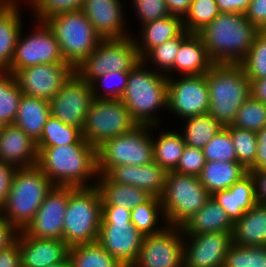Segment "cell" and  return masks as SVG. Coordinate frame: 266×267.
<instances>
[{
    "label": "cell",
    "instance_id": "1",
    "mask_svg": "<svg viewBox=\"0 0 266 267\" xmlns=\"http://www.w3.org/2000/svg\"><path fill=\"white\" fill-rule=\"evenodd\" d=\"M37 149V166L55 186L90 188L96 185L95 181L90 183V178L97 180L99 175L97 148L83 137L74 144Z\"/></svg>",
    "mask_w": 266,
    "mask_h": 267
},
{
    "label": "cell",
    "instance_id": "2",
    "mask_svg": "<svg viewBox=\"0 0 266 267\" xmlns=\"http://www.w3.org/2000/svg\"><path fill=\"white\" fill-rule=\"evenodd\" d=\"M259 30L242 13H220L198 34L214 64H239Z\"/></svg>",
    "mask_w": 266,
    "mask_h": 267
},
{
    "label": "cell",
    "instance_id": "3",
    "mask_svg": "<svg viewBox=\"0 0 266 267\" xmlns=\"http://www.w3.org/2000/svg\"><path fill=\"white\" fill-rule=\"evenodd\" d=\"M144 67L145 63L141 60L129 71L121 100L138 125H151L156 129L160 120L156 117L157 110H167L168 77L157 69L151 71Z\"/></svg>",
    "mask_w": 266,
    "mask_h": 267
},
{
    "label": "cell",
    "instance_id": "4",
    "mask_svg": "<svg viewBox=\"0 0 266 267\" xmlns=\"http://www.w3.org/2000/svg\"><path fill=\"white\" fill-rule=\"evenodd\" d=\"M208 113L223 127L231 125L241 105L251 96L250 80L240 64H213L206 73Z\"/></svg>",
    "mask_w": 266,
    "mask_h": 267
},
{
    "label": "cell",
    "instance_id": "5",
    "mask_svg": "<svg viewBox=\"0 0 266 267\" xmlns=\"http://www.w3.org/2000/svg\"><path fill=\"white\" fill-rule=\"evenodd\" d=\"M54 186L37 165L16 168L1 218L23 230Z\"/></svg>",
    "mask_w": 266,
    "mask_h": 267
},
{
    "label": "cell",
    "instance_id": "6",
    "mask_svg": "<svg viewBox=\"0 0 266 267\" xmlns=\"http://www.w3.org/2000/svg\"><path fill=\"white\" fill-rule=\"evenodd\" d=\"M144 237L131 222V210L102 205L97 242L124 267L136 262Z\"/></svg>",
    "mask_w": 266,
    "mask_h": 267
},
{
    "label": "cell",
    "instance_id": "7",
    "mask_svg": "<svg viewBox=\"0 0 266 267\" xmlns=\"http://www.w3.org/2000/svg\"><path fill=\"white\" fill-rule=\"evenodd\" d=\"M102 202L98 189L69 187L62 240L72 247L98 240Z\"/></svg>",
    "mask_w": 266,
    "mask_h": 267
},
{
    "label": "cell",
    "instance_id": "8",
    "mask_svg": "<svg viewBox=\"0 0 266 267\" xmlns=\"http://www.w3.org/2000/svg\"><path fill=\"white\" fill-rule=\"evenodd\" d=\"M45 21L56 36L63 59L74 69L102 40L81 9L55 14Z\"/></svg>",
    "mask_w": 266,
    "mask_h": 267
},
{
    "label": "cell",
    "instance_id": "9",
    "mask_svg": "<svg viewBox=\"0 0 266 267\" xmlns=\"http://www.w3.org/2000/svg\"><path fill=\"white\" fill-rule=\"evenodd\" d=\"M152 127L137 125L130 132L108 139L99 145L97 147L98 173L104 175L114 166H139L154 162L152 131H150Z\"/></svg>",
    "mask_w": 266,
    "mask_h": 267
},
{
    "label": "cell",
    "instance_id": "10",
    "mask_svg": "<svg viewBox=\"0 0 266 267\" xmlns=\"http://www.w3.org/2000/svg\"><path fill=\"white\" fill-rule=\"evenodd\" d=\"M210 197L198 176L168 172L160 197L166 225L181 227Z\"/></svg>",
    "mask_w": 266,
    "mask_h": 267
},
{
    "label": "cell",
    "instance_id": "11",
    "mask_svg": "<svg viewBox=\"0 0 266 267\" xmlns=\"http://www.w3.org/2000/svg\"><path fill=\"white\" fill-rule=\"evenodd\" d=\"M141 61L133 36L102 39L75 69V73L91 84L107 72H129Z\"/></svg>",
    "mask_w": 266,
    "mask_h": 267
},
{
    "label": "cell",
    "instance_id": "12",
    "mask_svg": "<svg viewBox=\"0 0 266 267\" xmlns=\"http://www.w3.org/2000/svg\"><path fill=\"white\" fill-rule=\"evenodd\" d=\"M137 125L121 99L94 98L86 115L82 135L97 148L104 141L130 132Z\"/></svg>",
    "mask_w": 266,
    "mask_h": 267
},
{
    "label": "cell",
    "instance_id": "13",
    "mask_svg": "<svg viewBox=\"0 0 266 267\" xmlns=\"http://www.w3.org/2000/svg\"><path fill=\"white\" fill-rule=\"evenodd\" d=\"M39 23L30 35L22 38V29L17 39L14 56L10 68L13 74L23 68L51 63H68L63 59L59 43L52 28L46 21L35 20Z\"/></svg>",
    "mask_w": 266,
    "mask_h": 267
},
{
    "label": "cell",
    "instance_id": "14",
    "mask_svg": "<svg viewBox=\"0 0 266 267\" xmlns=\"http://www.w3.org/2000/svg\"><path fill=\"white\" fill-rule=\"evenodd\" d=\"M183 239L181 227L169 225L159 233L146 235L131 267H184Z\"/></svg>",
    "mask_w": 266,
    "mask_h": 267
},
{
    "label": "cell",
    "instance_id": "15",
    "mask_svg": "<svg viewBox=\"0 0 266 267\" xmlns=\"http://www.w3.org/2000/svg\"><path fill=\"white\" fill-rule=\"evenodd\" d=\"M168 77L167 110L186 119L209 111V89L206 74L183 75L180 79Z\"/></svg>",
    "mask_w": 266,
    "mask_h": 267
},
{
    "label": "cell",
    "instance_id": "16",
    "mask_svg": "<svg viewBox=\"0 0 266 267\" xmlns=\"http://www.w3.org/2000/svg\"><path fill=\"white\" fill-rule=\"evenodd\" d=\"M93 99L91 84L74 72L49 101L51 115L82 130Z\"/></svg>",
    "mask_w": 266,
    "mask_h": 267
},
{
    "label": "cell",
    "instance_id": "17",
    "mask_svg": "<svg viewBox=\"0 0 266 267\" xmlns=\"http://www.w3.org/2000/svg\"><path fill=\"white\" fill-rule=\"evenodd\" d=\"M74 72L69 63H51L23 68L14 76L25 96L50 101Z\"/></svg>",
    "mask_w": 266,
    "mask_h": 267
},
{
    "label": "cell",
    "instance_id": "18",
    "mask_svg": "<svg viewBox=\"0 0 266 267\" xmlns=\"http://www.w3.org/2000/svg\"><path fill=\"white\" fill-rule=\"evenodd\" d=\"M68 198L69 187L54 186L21 232L35 238L62 240Z\"/></svg>",
    "mask_w": 266,
    "mask_h": 267
},
{
    "label": "cell",
    "instance_id": "19",
    "mask_svg": "<svg viewBox=\"0 0 266 267\" xmlns=\"http://www.w3.org/2000/svg\"><path fill=\"white\" fill-rule=\"evenodd\" d=\"M232 233L184 235V267H223L225 256L233 243Z\"/></svg>",
    "mask_w": 266,
    "mask_h": 267
},
{
    "label": "cell",
    "instance_id": "20",
    "mask_svg": "<svg viewBox=\"0 0 266 267\" xmlns=\"http://www.w3.org/2000/svg\"><path fill=\"white\" fill-rule=\"evenodd\" d=\"M120 0H84L81 10L85 13L101 39H122L125 32V16Z\"/></svg>",
    "mask_w": 266,
    "mask_h": 267
},
{
    "label": "cell",
    "instance_id": "21",
    "mask_svg": "<svg viewBox=\"0 0 266 267\" xmlns=\"http://www.w3.org/2000/svg\"><path fill=\"white\" fill-rule=\"evenodd\" d=\"M21 267H50L68 258L69 246L60 239H42L18 232Z\"/></svg>",
    "mask_w": 266,
    "mask_h": 267
},
{
    "label": "cell",
    "instance_id": "22",
    "mask_svg": "<svg viewBox=\"0 0 266 267\" xmlns=\"http://www.w3.org/2000/svg\"><path fill=\"white\" fill-rule=\"evenodd\" d=\"M111 182L128 184L148 191L153 196L163 194L168 171L156 162L147 165H120L104 174Z\"/></svg>",
    "mask_w": 266,
    "mask_h": 267
},
{
    "label": "cell",
    "instance_id": "23",
    "mask_svg": "<svg viewBox=\"0 0 266 267\" xmlns=\"http://www.w3.org/2000/svg\"><path fill=\"white\" fill-rule=\"evenodd\" d=\"M0 161L15 168L35 166L38 162L37 144L14 124L3 125L0 132Z\"/></svg>",
    "mask_w": 266,
    "mask_h": 267
},
{
    "label": "cell",
    "instance_id": "24",
    "mask_svg": "<svg viewBox=\"0 0 266 267\" xmlns=\"http://www.w3.org/2000/svg\"><path fill=\"white\" fill-rule=\"evenodd\" d=\"M211 197L222 206L233 223L257 204L255 180L247 173L230 188L214 193Z\"/></svg>",
    "mask_w": 266,
    "mask_h": 267
},
{
    "label": "cell",
    "instance_id": "25",
    "mask_svg": "<svg viewBox=\"0 0 266 267\" xmlns=\"http://www.w3.org/2000/svg\"><path fill=\"white\" fill-rule=\"evenodd\" d=\"M184 235L208 232H233L234 223L227 212L212 197L182 226Z\"/></svg>",
    "mask_w": 266,
    "mask_h": 267
},
{
    "label": "cell",
    "instance_id": "26",
    "mask_svg": "<svg viewBox=\"0 0 266 267\" xmlns=\"http://www.w3.org/2000/svg\"><path fill=\"white\" fill-rule=\"evenodd\" d=\"M214 63L209 59L199 34L190 33L182 42L176 55L173 71L182 75L206 74Z\"/></svg>",
    "mask_w": 266,
    "mask_h": 267
},
{
    "label": "cell",
    "instance_id": "27",
    "mask_svg": "<svg viewBox=\"0 0 266 267\" xmlns=\"http://www.w3.org/2000/svg\"><path fill=\"white\" fill-rule=\"evenodd\" d=\"M233 243L239 246H266V204H255L234 223Z\"/></svg>",
    "mask_w": 266,
    "mask_h": 267
},
{
    "label": "cell",
    "instance_id": "28",
    "mask_svg": "<svg viewBox=\"0 0 266 267\" xmlns=\"http://www.w3.org/2000/svg\"><path fill=\"white\" fill-rule=\"evenodd\" d=\"M18 0H10L0 10V71H7L14 56V51L21 31L20 8Z\"/></svg>",
    "mask_w": 266,
    "mask_h": 267
},
{
    "label": "cell",
    "instance_id": "29",
    "mask_svg": "<svg viewBox=\"0 0 266 267\" xmlns=\"http://www.w3.org/2000/svg\"><path fill=\"white\" fill-rule=\"evenodd\" d=\"M142 27L141 38H134L137 52L142 59L151 49L163 44L165 41L178 37L183 31V18L170 15L161 19L147 22Z\"/></svg>",
    "mask_w": 266,
    "mask_h": 267
},
{
    "label": "cell",
    "instance_id": "30",
    "mask_svg": "<svg viewBox=\"0 0 266 267\" xmlns=\"http://www.w3.org/2000/svg\"><path fill=\"white\" fill-rule=\"evenodd\" d=\"M50 115L49 101L23 95L13 124L37 142Z\"/></svg>",
    "mask_w": 266,
    "mask_h": 267
},
{
    "label": "cell",
    "instance_id": "31",
    "mask_svg": "<svg viewBox=\"0 0 266 267\" xmlns=\"http://www.w3.org/2000/svg\"><path fill=\"white\" fill-rule=\"evenodd\" d=\"M98 177L95 187L100 193L102 205H118L132 210L153 196L144 189L111 182L105 175L99 174Z\"/></svg>",
    "mask_w": 266,
    "mask_h": 267
},
{
    "label": "cell",
    "instance_id": "32",
    "mask_svg": "<svg viewBox=\"0 0 266 267\" xmlns=\"http://www.w3.org/2000/svg\"><path fill=\"white\" fill-rule=\"evenodd\" d=\"M248 173L238 161H206L199 176L210 195L230 188Z\"/></svg>",
    "mask_w": 266,
    "mask_h": 267
},
{
    "label": "cell",
    "instance_id": "33",
    "mask_svg": "<svg viewBox=\"0 0 266 267\" xmlns=\"http://www.w3.org/2000/svg\"><path fill=\"white\" fill-rule=\"evenodd\" d=\"M161 132L160 137L153 138L154 162L168 172L174 171L180 161L184 147L186 146L183 136L179 132Z\"/></svg>",
    "mask_w": 266,
    "mask_h": 267
},
{
    "label": "cell",
    "instance_id": "34",
    "mask_svg": "<svg viewBox=\"0 0 266 267\" xmlns=\"http://www.w3.org/2000/svg\"><path fill=\"white\" fill-rule=\"evenodd\" d=\"M71 267H124L97 241L69 247Z\"/></svg>",
    "mask_w": 266,
    "mask_h": 267
},
{
    "label": "cell",
    "instance_id": "35",
    "mask_svg": "<svg viewBox=\"0 0 266 267\" xmlns=\"http://www.w3.org/2000/svg\"><path fill=\"white\" fill-rule=\"evenodd\" d=\"M185 130L182 132L185 144L189 147L203 149L223 126L209 113L186 118ZM187 121V122H186Z\"/></svg>",
    "mask_w": 266,
    "mask_h": 267
},
{
    "label": "cell",
    "instance_id": "36",
    "mask_svg": "<svg viewBox=\"0 0 266 267\" xmlns=\"http://www.w3.org/2000/svg\"><path fill=\"white\" fill-rule=\"evenodd\" d=\"M24 94L20 91L13 73L0 71V122L12 125Z\"/></svg>",
    "mask_w": 266,
    "mask_h": 267
},
{
    "label": "cell",
    "instance_id": "37",
    "mask_svg": "<svg viewBox=\"0 0 266 267\" xmlns=\"http://www.w3.org/2000/svg\"><path fill=\"white\" fill-rule=\"evenodd\" d=\"M163 224H166V219L162 209L161 198L158 196H152L148 201L138 205L131 210V222L132 224L144 235L156 234L162 231L165 227H157L160 216Z\"/></svg>",
    "mask_w": 266,
    "mask_h": 267
},
{
    "label": "cell",
    "instance_id": "38",
    "mask_svg": "<svg viewBox=\"0 0 266 267\" xmlns=\"http://www.w3.org/2000/svg\"><path fill=\"white\" fill-rule=\"evenodd\" d=\"M82 137L80 128L65 124L60 119L50 115L36 144L37 147L70 145L77 143Z\"/></svg>",
    "mask_w": 266,
    "mask_h": 267
},
{
    "label": "cell",
    "instance_id": "39",
    "mask_svg": "<svg viewBox=\"0 0 266 267\" xmlns=\"http://www.w3.org/2000/svg\"><path fill=\"white\" fill-rule=\"evenodd\" d=\"M220 14L216 0H193L183 18L184 30L198 34Z\"/></svg>",
    "mask_w": 266,
    "mask_h": 267
},
{
    "label": "cell",
    "instance_id": "40",
    "mask_svg": "<svg viewBox=\"0 0 266 267\" xmlns=\"http://www.w3.org/2000/svg\"><path fill=\"white\" fill-rule=\"evenodd\" d=\"M189 34V32L184 30L178 37L167 40L163 44L151 49L141 60L147 65V60L151 59L150 61L153 62V65H157L156 67L157 69L159 68L158 70L161 74L166 75L165 73H172L174 61L181 46V42Z\"/></svg>",
    "mask_w": 266,
    "mask_h": 267
},
{
    "label": "cell",
    "instance_id": "41",
    "mask_svg": "<svg viewBox=\"0 0 266 267\" xmlns=\"http://www.w3.org/2000/svg\"><path fill=\"white\" fill-rule=\"evenodd\" d=\"M249 80L266 78V35H255L246 57L239 63Z\"/></svg>",
    "mask_w": 266,
    "mask_h": 267
},
{
    "label": "cell",
    "instance_id": "42",
    "mask_svg": "<svg viewBox=\"0 0 266 267\" xmlns=\"http://www.w3.org/2000/svg\"><path fill=\"white\" fill-rule=\"evenodd\" d=\"M231 126L260 131L266 126V104L250 96L239 108Z\"/></svg>",
    "mask_w": 266,
    "mask_h": 267
},
{
    "label": "cell",
    "instance_id": "43",
    "mask_svg": "<svg viewBox=\"0 0 266 267\" xmlns=\"http://www.w3.org/2000/svg\"><path fill=\"white\" fill-rule=\"evenodd\" d=\"M223 267H266V246L229 247Z\"/></svg>",
    "mask_w": 266,
    "mask_h": 267
},
{
    "label": "cell",
    "instance_id": "44",
    "mask_svg": "<svg viewBox=\"0 0 266 267\" xmlns=\"http://www.w3.org/2000/svg\"><path fill=\"white\" fill-rule=\"evenodd\" d=\"M238 162L247 170L255 163L257 153L256 132L228 125Z\"/></svg>",
    "mask_w": 266,
    "mask_h": 267
},
{
    "label": "cell",
    "instance_id": "45",
    "mask_svg": "<svg viewBox=\"0 0 266 267\" xmlns=\"http://www.w3.org/2000/svg\"><path fill=\"white\" fill-rule=\"evenodd\" d=\"M202 150L206 161H238L227 126L218 131Z\"/></svg>",
    "mask_w": 266,
    "mask_h": 267
},
{
    "label": "cell",
    "instance_id": "46",
    "mask_svg": "<svg viewBox=\"0 0 266 267\" xmlns=\"http://www.w3.org/2000/svg\"><path fill=\"white\" fill-rule=\"evenodd\" d=\"M129 72H107L105 75L96 78L91 83V89L94 98L98 99H121L122 95L125 92L127 82H128ZM96 82L100 85L96 84ZM100 87H103L104 94H98ZM98 88V90H97Z\"/></svg>",
    "mask_w": 266,
    "mask_h": 267
},
{
    "label": "cell",
    "instance_id": "47",
    "mask_svg": "<svg viewBox=\"0 0 266 267\" xmlns=\"http://www.w3.org/2000/svg\"><path fill=\"white\" fill-rule=\"evenodd\" d=\"M32 6L35 20L45 21L48 17L67 11L80 10L84 0H27Z\"/></svg>",
    "mask_w": 266,
    "mask_h": 267
},
{
    "label": "cell",
    "instance_id": "48",
    "mask_svg": "<svg viewBox=\"0 0 266 267\" xmlns=\"http://www.w3.org/2000/svg\"><path fill=\"white\" fill-rule=\"evenodd\" d=\"M205 156L202 149L185 146L177 168L181 174L200 176L205 165Z\"/></svg>",
    "mask_w": 266,
    "mask_h": 267
},
{
    "label": "cell",
    "instance_id": "49",
    "mask_svg": "<svg viewBox=\"0 0 266 267\" xmlns=\"http://www.w3.org/2000/svg\"><path fill=\"white\" fill-rule=\"evenodd\" d=\"M141 25L170 16L165 0H133Z\"/></svg>",
    "mask_w": 266,
    "mask_h": 267
},
{
    "label": "cell",
    "instance_id": "50",
    "mask_svg": "<svg viewBox=\"0 0 266 267\" xmlns=\"http://www.w3.org/2000/svg\"><path fill=\"white\" fill-rule=\"evenodd\" d=\"M244 15L251 24L260 30L266 24V0H251Z\"/></svg>",
    "mask_w": 266,
    "mask_h": 267
},
{
    "label": "cell",
    "instance_id": "51",
    "mask_svg": "<svg viewBox=\"0 0 266 267\" xmlns=\"http://www.w3.org/2000/svg\"><path fill=\"white\" fill-rule=\"evenodd\" d=\"M15 170L14 166L0 161V210L6 203Z\"/></svg>",
    "mask_w": 266,
    "mask_h": 267
},
{
    "label": "cell",
    "instance_id": "52",
    "mask_svg": "<svg viewBox=\"0 0 266 267\" xmlns=\"http://www.w3.org/2000/svg\"><path fill=\"white\" fill-rule=\"evenodd\" d=\"M0 267H21L19 243L17 240L5 249L0 250Z\"/></svg>",
    "mask_w": 266,
    "mask_h": 267
},
{
    "label": "cell",
    "instance_id": "53",
    "mask_svg": "<svg viewBox=\"0 0 266 267\" xmlns=\"http://www.w3.org/2000/svg\"><path fill=\"white\" fill-rule=\"evenodd\" d=\"M257 135V153L255 163L247 170L249 173L256 170L266 169V126Z\"/></svg>",
    "mask_w": 266,
    "mask_h": 267
},
{
    "label": "cell",
    "instance_id": "54",
    "mask_svg": "<svg viewBox=\"0 0 266 267\" xmlns=\"http://www.w3.org/2000/svg\"><path fill=\"white\" fill-rule=\"evenodd\" d=\"M220 13H242L244 14L251 0H216Z\"/></svg>",
    "mask_w": 266,
    "mask_h": 267
},
{
    "label": "cell",
    "instance_id": "55",
    "mask_svg": "<svg viewBox=\"0 0 266 267\" xmlns=\"http://www.w3.org/2000/svg\"><path fill=\"white\" fill-rule=\"evenodd\" d=\"M18 232L7 220L0 218V250L11 245L16 240Z\"/></svg>",
    "mask_w": 266,
    "mask_h": 267
},
{
    "label": "cell",
    "instance_id": "56",
    "mask_svg": "<svg viewBox=\"0 0 266 267\" xmlns=\"http://www.w3.org/2000/svg\"><path fill=\"white\" fill-rule=\"evenodd\" d=\"M255 180L256 200L259 204H266V169L250 172Z\"/></svg>",
    "mask_w": 266,
    "mask_h": 267
},
{
    "label": "cell",
    "instance_id": "57",
    "mask_svg": "<svg viewBox=\"0 0 266 267\" xmlns=\"http://www.w3.org/2000/svg\"><path fill=\"white\" fill-rule=\"evenodd\" d=\"M170 15L184 18L193 0H165Z\"/></svg>",
    "mask_w": 266,
    "mask_h": 267
},
{
    "label": "cell",
    "instance_id": "58",
    "mask_svg": "<svg viewBox=\"0 0 266 267\" xmlns=\"http://www.w3.org/2000/svg\"><path fill=\"white\" fill-rule=\"evenodd\" d=\"M251 97L266 104V78L250 80Z\"/></svg>",
    "mask_w": 266,
    "mask_h": 267
},
{
    "label": "cell",
    "instance_id": "59",
    "mask_svg": "<svg viewBox=\"0 0 266 267\" xmlns=\"http://www.w3.org/2000/svg\"><path fill=\"white\" fill-rule=\"evenodd\" d=\"M50 267H71V264L69 258H67L64 262Z\"/></svg>",
    "mask_w": 266,
    "mask_h": 267
},
{
    "label": "cell",
    "instance_id": "60",
    "mask_svg": "<svg viewBox=\"0 0 266 267\" xmlns=\"http://www.w3.org/2000/svg\"><path fill=\"white\" fill-rule=\"evenodd\" d=\"M10 0H0V10L9 2Z\"/></svg>",
    "mask_w": 266,
    "mask_h": 267
},
{
    "label": "cell",
    "instance_id": "61",
    "mask_svg": "<svg viewBox=\"0 0 266 267\" xmlns=\"http://www.w3.org/2000/svg\"><path fill=\"white\" fill-rule=\"evenodd\" d=\"M259 31L266 35V24Z\"/></svg>",
    "mask_w": 266,
    "mask_h": 267
},
{
    "label": "cell",
    "instance_id": "62",
    "mask_svg": "<svg viewBox=\"0 0 266 267\" xmlns=\"http://www.w3.org/2000/svg\"><path fill=\"white\" fill-rule=\"evenodd\" d=\"M2 127H3V125H2V123L0 122V132H1V130H2Z\"/></svg>",
    "mask_w": 266,
    "mask_h": 267
}]
</instances>
